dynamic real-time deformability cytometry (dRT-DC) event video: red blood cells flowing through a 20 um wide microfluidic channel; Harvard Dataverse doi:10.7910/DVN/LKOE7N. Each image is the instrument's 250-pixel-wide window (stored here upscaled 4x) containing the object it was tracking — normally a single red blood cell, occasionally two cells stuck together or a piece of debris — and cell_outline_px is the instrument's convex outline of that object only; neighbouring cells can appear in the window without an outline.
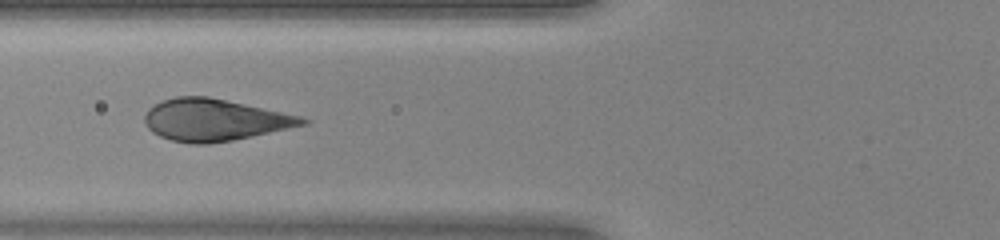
{"species": "human", "species_latin": "Homo sapiens", "temperature_condition": "warm", "stored_images_in_passage": 20, "camera_frame_rate_fps": 3000, "um_per_image_px": 0.085, "donor": {"sex": "female"}, "frame": {"image": 1, "passage_image": 6, "time_ms": 1.667, "image_size_px": [1000, 240], "cell_outline_px": [[312, 120], [308, 124], [232, 140], [208, 144], [188, 144], [172, 140], [160, 136], [152, 132], [144, 124], [144, 116], [148, 108], [152, 104], [176, 96], [208, 96], [300, 116]], "centroid_in_image_um": [18.19, 10.19], "position_along_channel_um": 107.6, "area_um2": 38.44}}
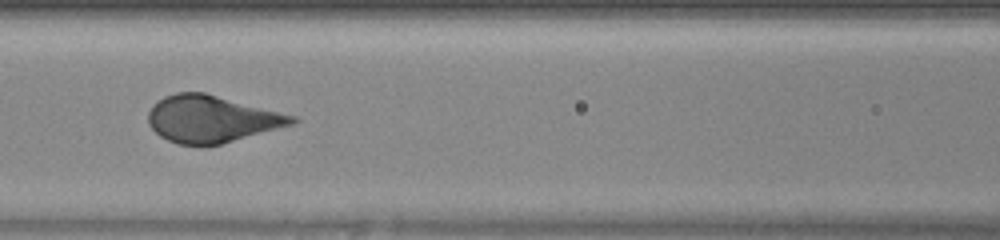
{"frame": {"image": 2, "passage_image": 9, "time_ms": 2.667, "image_size_px": [1000, 240], "cell_outline_px": [[300, 120], [296, 124], [220, 144], [204, 148], [180, 144], [168, 140], [160, 136], [148, 124], [148, 112], [152, 104], [164, 96], [176, 92], [204, 92], [296, 116]], "centroid_in_image_um": [17.98, 10.13], "position_along_channel_um": 148.6, "area_um2": 39.77}}